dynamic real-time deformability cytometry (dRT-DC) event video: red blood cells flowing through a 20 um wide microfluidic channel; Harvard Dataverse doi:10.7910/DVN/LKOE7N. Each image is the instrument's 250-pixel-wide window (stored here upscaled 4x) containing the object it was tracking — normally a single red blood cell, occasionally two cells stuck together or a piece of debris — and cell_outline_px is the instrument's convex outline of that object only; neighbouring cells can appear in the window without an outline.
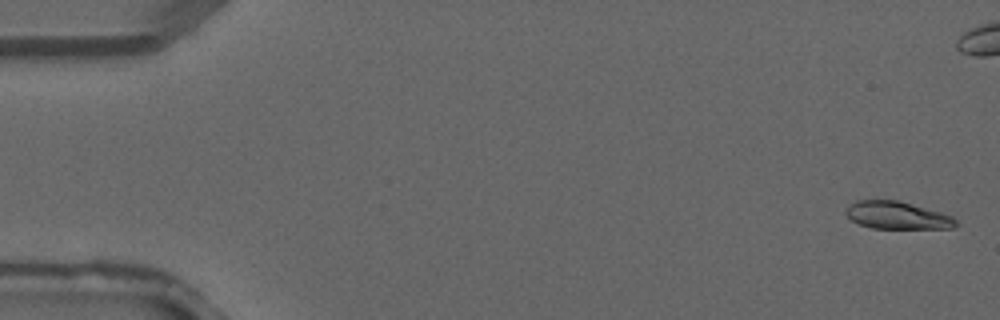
{"species": "common noctule bat (a hibernating species)", "species_latin": "Nyctalus noctula", "temperature_condition": "warm", "stored_images_in_passage": 4, "camera_frame_rate_fps": 3000, "um_per_image_px": 0.085, "animal": {"sex": "male", "forearm_length_mm": 52.5}, "frame": {"image": 1, "passage_image": 1, "time_ms": 0.0, "image_size_px": [1000, 320], "cell_outline_px": [[960, 224], [952, 228], [872, 228], [860, 224], [852, 220], [844, 212], [856, 200], [900, 200], [940, 212], [952, 216]], "centroid_in_image_um": [76.3, 18.3], "position_along_channel_um": 8.7, "area_um2": 17.51}}
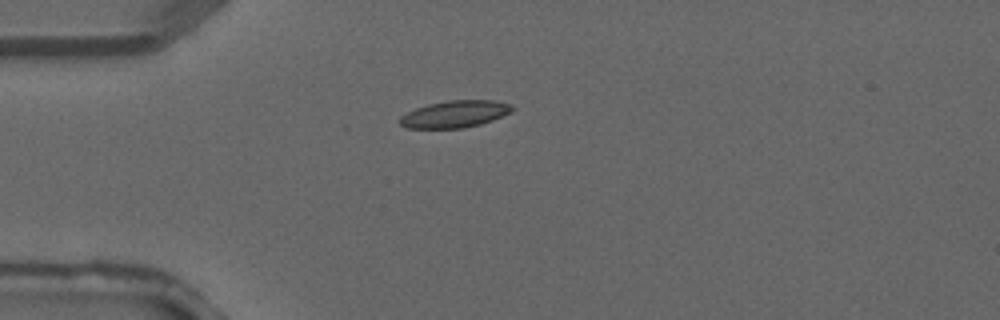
{"frame": {"image": 2, "passage_image": 4, "time_ms": 1.0, "image_size_px": [1000, 320], "cell_outline_px": [[512, 112], [492, 120], [480, 124], [464, 128], [408, 128], [400, 124], [400, 116], [416, 108], [428, 104], [448, 100], [492, 100], [512, 104]], "centroid_in_image_um": [38.67, 9.69], "position_along_channel_um": 46.3, "area_um2": 17.57}}